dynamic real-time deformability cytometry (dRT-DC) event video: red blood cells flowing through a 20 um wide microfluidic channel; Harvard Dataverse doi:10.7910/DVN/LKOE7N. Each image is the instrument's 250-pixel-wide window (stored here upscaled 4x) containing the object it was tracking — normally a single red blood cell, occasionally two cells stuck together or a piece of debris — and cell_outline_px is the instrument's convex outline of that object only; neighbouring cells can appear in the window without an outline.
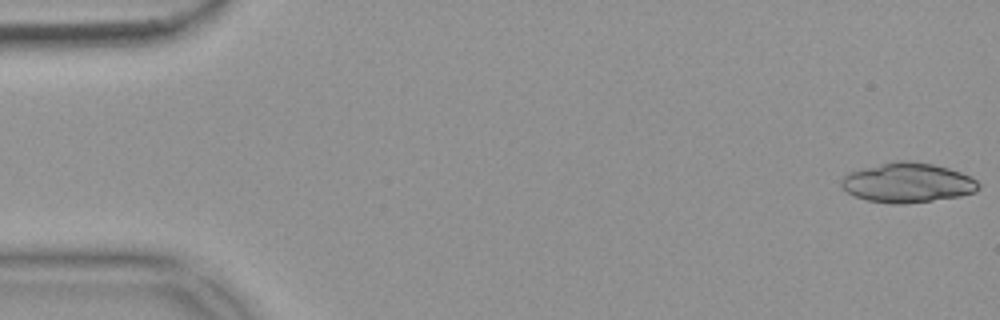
{"species": "common noctule bat (a hibernating species)", "species_latin": "Nyctalus noctula", "temperature_condition": "warm", "stored_images_in_passage": 23, "camera_frame_rate_fps": 3000, "um_per_image_px": 0.085, "animal": {"sex": "female", "body_mass_g": 18.4}, "frame": {"image": 1, "passage_image": 1, "time_ms": 0.0, "image_size_px": [1000, 320], "cell_outline_px": [[980, 188], [976, 192], [960, 196], [904, 204], [892, 204], [868, 200], [856, 196], [848, 192], [840, 184], [840, 180], [848, 172], [896, 160], [908, 160], [932, 164], [948, 168], [960, 172], [976, 180], [980, 184]], "centroid_in_image_um": [77.15, 15.53], "position_along_channel_um": 7.8, "area_um2": 31.56}}